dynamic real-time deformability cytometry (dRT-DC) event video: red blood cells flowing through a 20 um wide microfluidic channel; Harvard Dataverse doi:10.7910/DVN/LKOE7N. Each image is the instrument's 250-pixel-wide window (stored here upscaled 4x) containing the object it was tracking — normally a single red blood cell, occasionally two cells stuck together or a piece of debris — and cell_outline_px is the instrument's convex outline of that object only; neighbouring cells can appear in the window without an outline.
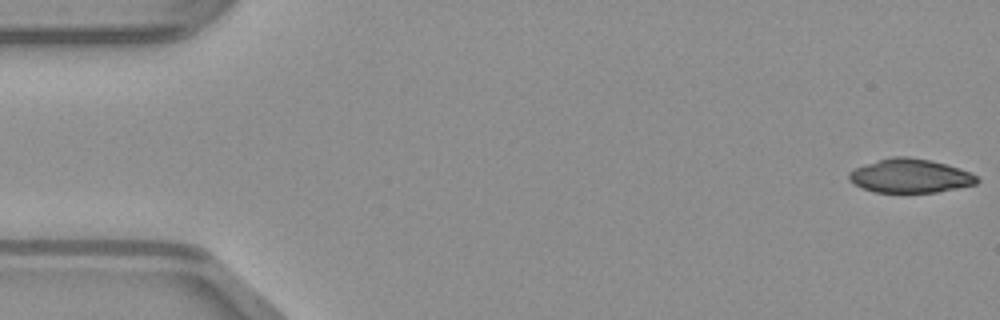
{"species": "common noctule bat (a hibernating species)", "species_latin": "Nyctalus noctula", "temperature_condition": "warm", "stored_images_in_passage": 13, "camera_frame_rate_fps": 3000, "um_per_image_px": 0.085, "animal": {"sex": "male", "body_mass_g": 23.1, "forearm_length_mm": 52.7}, "frame": {"image": 1, "passage_image": 1, "time_ms": 0.0, "image_size_px": [1000, 320], "cell_outline_px": [[980, 180], [976, 184], [936, 192], [872, 192], [860, 188], [848, 176], [848, 172], [856, 168], [892, 156], [908, 156], [928, 160], [960, 168], [976, 176]], "centroid_in_image_um": [77.36, 14.96], "position_along_channel_um": 7.6, "area_um2": 24.85}}
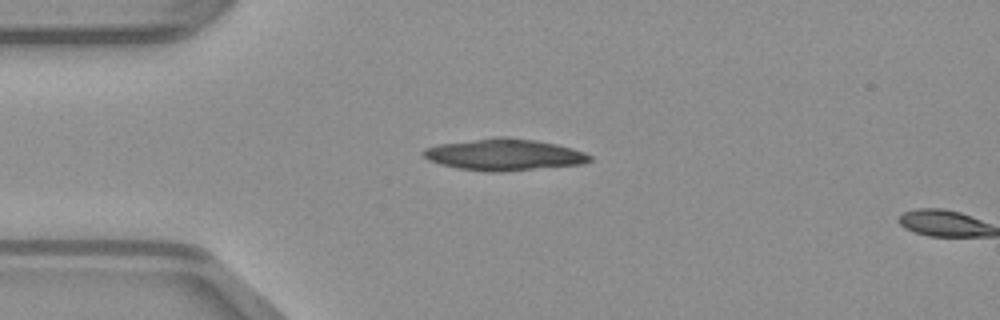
{"frame": {"image": 2, "passage_image": 12, "time_ms": 3.667, "image_size_px": [1000, 320], "cell_outline_px": [[592, 160], [584, 164], [500, 172], [492, 172], [456, 168], [440, 164], [428, 160], [420, 152], [424, 148], [436, 144], [496, 136], [508, 136], [536, 140], [556, 144], [572, 148], [584, 152], [592, 156]], "centroid_in_image_um": [42.83, 13.13], "position_along_channel_um": 42.2, "area_um2": 31.04}}